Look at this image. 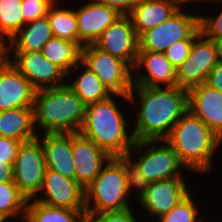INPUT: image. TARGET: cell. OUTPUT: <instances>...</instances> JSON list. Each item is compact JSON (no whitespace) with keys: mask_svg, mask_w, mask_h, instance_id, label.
<instances>
[{"mask_svg":"<svg viewBox=\"0 0 222 222\" xmlns=\"http://www.w3.org/2000/svg\"><path fill=\"white\" fill-rule=\"evenodd\" d=\"M75 180L86 189L100 174L110 156L80 132L72 133Z\"/></svg>","mask_w":222,"mask_h":222,"instance_id":"17","label":"cell"},{"mask_svg":"<svg viewBox=\"0 0 222 222\" xmlns=\"http://www.w3.org/2000/svg\"><path fill=\"white\" fill-rule=\"evenodd\" d=\"M206 83L222 93V61L210 71Z\"/></svg>","mask_w":222,"mask_h":222,"instance_id":"38","label":"cell"},{"mask_svg":"<svg viewBox=\"0 0 222 222\" xmlns=\"http://www.w3.org/2000/svg\"><path fill=\"white\" fill-rule=\"evenodd\" d=\"M25 218L28 222H86L85 210H70L42 204L29 199Z\"/></svg>","mask_w":222,"mask_h":222,"instance_id":"26","label":"cell"},{"mask_svg":"<svg viewBox=\"0 0 222 222\" xmlns=\"http://www.w3.org/2000/svg\"><path fill=\"white\" fill-rule=\"evenodd\" d=\"M81 62L112 94L128 96L133 87V69L125 61L88 44L81 48Z\"/></svg>","mask_w":222,"mask_h":222,"instance_id":"8","label":"cell"},{"mask_svg":"<svg viewBox=\"0 0 222 222\" xmlns=\"http://www.w3.org/2000/svg\"><path fill=\"white\" fill-rule=\"evenodd\" d=\"M85 214L123 211L135 207L129 200L126 170L117 157H111L100 174L84 189Z\"/></svg>","mask_w":222,"mask_h":222,"instance_id":"5","label":"cell"},{"mask_svg":"<svg viewBox=\"0 0 222 222\" xmlns=\"http://www.w3.org/2000/svg\"><path fill=\"white\" fill-rule=\"evenodd\" d=\"M213 2L221 3L222 0H211ZM217 16L199 15V28L201 33L210 40L222 37V10L219 9Z\"/></svg>","mask_w":222,"mask_h":222,"instance_id":"32","label":"cell"},{"mask_svg":"<svg viewBox=\"0 0 222 222\" xmlns=\"http://www.w3.org/2000/svg\"><path fill=\"white\" fill-rule=\"evenodd\" d=\"M36 89L4 56L0 59V111L33 107Z\"/></svg>","mask_w":222,"mask_h":222,"instance_id":"16","label":"cell"},{"mask_svg":"<svg viewBox=\"0 0 222 222\" xmlns=\"http://www.w3.org/2000/svg\"><path fill=\"white\" fill-rule=\"evenodd\" d=\"M133 152L139 155L134 157L136 155ZM126 156L139 167L149 183L174 177L185 176L186 178L183 173L187 168L181 163L177 153L165 140L135 141Z\"/></svg>","mask_w":222,"mask_h":222,"instance_id":"6","label":"cell"},{"mask_svg":"<svg viewBox=\"0 0 222 222\" xmlns=\"http://www.w3.org/2000/svg\"><path fill=\"white\" fill-rule=\"evenodd\" d=\"M188 110L222 140V93L206 82L188 90Z\"/></svg>","mask_w":222,"mask_h":222,"instance_id":"18","label":"cell"},{"mask_svg":"<svg viewBox=\"0 0 222 222\" xmlns=\"http://www.w3.org/2000/svg\"><path fill=\"white\" fill-rule=\"evenodd\" d=\"M203 217L199 218L196 222H203L205 219H202ZM205 222V221H204Z\"/></svg>","mask_w":222,"mask_h":222,"instance_id":"44","label":"cell"},{"mask_svg":"<svg viewBox=\"0 0 222 222\" xmlns=\"http://www.w3.org/2000/svg\"><path fill=\"white\" fill-rule=\"evenodd\" d=\"M54 2V0H22L21 11L24 21L27 23L45 17Z\"/></svg>","mask_w":222,"mask_h":222,"instance_id":"34","label":"cell"},{"mask_svg":"<svg viewBox=\"0 0 222 222\" xmlns=\"http://www.w3.org/2000/svg\"><path fill=\"white\" fill-rule=\"evenodd\" d=\"M27 201L14 181L0 183V220L24 218Z\"/></svg>","mask_w":222,"mask_h":222,"instance_id":"28","label":"cell"},{"mask_svg":"<svg viewBox=\"0 0 222 222\" xmlns=\"http://www.w3.org/2000/svg\"><path fill=\"white\" fill-rule=\"evenodd\" d=\"M22 0H0V44L4 46L24 25Z\"/></svg>","mask_w":222,"mask_h":222,"instance_id":"29","label":"cell"},{"mask_svg":"<svg viewBox=\"0 0 222 222\" xmlns=\"http://www.w3.org/2000/svg\"><path fill=\"white\" fill-rule=\"evenodd\" d=\"M165 141L177 153L187 172L200 175L212 170L213 155L222 145V140L189 110L174 125Z\"/></svg>","mask_w":222,"mask_h":222,"instance_id":"3","label":"cell"},{"mask_svg":"<svg viewBox=\"0 0 222 222\" xmlns=\"http://www.w3.org/2000/svg\"><path fill=\"white\" fill-rule=\"evenodd\" d=\"M128 97L129 104L138 105L130 126L135 141L165 140L188 111V90L180 87L133 86Z\"/></svg>","mask_w":222,"mask_h":222,"instance_id":"1","label":"cell"},{"mask_svg":"<svg viewBox=\"0 0 222 222\" xmlns=\"http://www.w3.org/2000/svg\"><path fill=\"white\" fill-rule=\"evenodd\" d=\"M218 62L214 41L200 33L192 42L189 56L176 69L178 87L189 90L205 83Z\"/></svg>","mask_w":222,"mask_h":222,"instance_id":"11","label":"cell"},{"mask_svg":"<svg viewBox=\"0 0 222 222\" xmlns=\"http://www.w3.org/2000/svg\"><path fill=\"white\" fill-rule=\"evenodd\" d=\"M40 52L66 74L81 61V47L76 42L55 36L46 42Z\"/></svg>","mask_w":222,"mask_h":222,"instance_id":"25","label":"cell"},{"mask_svg":"<svg viewBox=\"0 0 222 222\" xmlns=\"http://www.w3.org/2000/svg\"><path fill=\"white\" fill-rule=\"evenodd\" d=\"M53 36L48 17L25 25L3 46V52H39Z\"/></svg>","mask_w":222,"mask_h":222,"instance_id":"22","label":"cell"},{"mask_svg":"<svg viewBox=\"0 0 222 222\" xmlns=\"http://www.w3.org/2000/svg\"><path fill=\"white\" fill-rule=\"evenodd\" d=\"M46 162L38 137L21 142L13 163L14 183L27 198L33 199L40 191L46 172Z\"/></svg>","mask_w":222,"mask_h":222,"instance_id":"9","label":"cell"},{"mask_svg":"<svg viewBox=\"0 0 222 222\" xmlns=\"http://www.w3.org/2000/svg\"><path fill=\"white\" fill-rule=\"evenodd\" d=\"M3 56L36 90L55 88L67 83L68 75L60 67L50 62L40 51L3 52Z\"/></svg>","mask_w":222,"mask_h":222,"instance_id":"10","label":"cell"},{"mask_svg":"<svg viewBox=\"0 0 222 222\" xmlns=\"http://www.w3.org/2000/svg\"><path fill=\"white\" fill-rule=\"evenodd\" d=\"M33 199L52 207L85 210L84 188L75 179L49 169H46L41 189Z\"/></svg>","mask_w":222,"mask_h":222,"instance_id":"13","label":"cell"},{"mask_svg":"<svg viewBox=\"0 0 222 222\" xmlns=\"http://www.w3.org/2000/svg\"><path fill=\"white\" fill-rule=\"evenodd\" d=\"M213 41L216 45L218 59L222 61V37L215 38Z\"/></svg>","mask_w":222,"mask_h":222,"instance_id":"41","label":"cell"},{"mask_svg":"<svg viewBox=\"0 0 222 222\" xmlns=\"http://www.w3.org/2000/svg\"><path fill=\"white\" fill-rule=\"evenodd\" d=\"M67 75L66 84L86 105L105 100L112 95L97 75L81 61ZM70 76H73V79Z\"/></svg>","mask_w":222,"mask_h":222,"instance_id":"23","label":"cell"},{"mask_svg":"<svg viewBox=\"0 0 222 222\" xmlns=\"http://www.w3.org/2000/svg\"><path fill=\"white\" fill-rule=\"evenodd\" d=\"M94 45L98 49L125 61L132 69L134 68L139 41L128 15H122L108 26L94 42Z\"/></svg>","mask_w":222,"mask_h":222,"instance_id":"14","label":"cell"},{"mask_svg":"<svg viewBox=\"0 0 222 222\" xmlns=\"http://www.w3.org/2000/svg\"><path fill=\"white\" fill-rule=\"evenodd\" d=\"M55 1L48 9L47 17L53 36L76 42L81 48L84 44L78 38L77 14L75 8H61Z\"/></svg>","mask_w":222,"mask_h":222,"instance_id":"27","label":"cell"},{"mask_svg":"<svg viewBox=\"0 0 222 222\" xmlns=\"http://www.w3.org/2000/svg\"><path fill=\"white\" fill-rule=\"evenodd\" d=\"M20 220H21V222H28V220L24 217V218H21V219H19V222H20ZM7 222H11V221H7Z\"/></svg>","mask_w":222,"mask_h":222,"instance_id":"43","label":"cell"},{"mask_svg":"<svg viewBox=\"0 0 222 222\" xmlns=\"http://www.w3.org/2000/svg\"><path fill=\"white\" fill-rule=\"evenodd\" d=\"M133 208L134 207L129 208L127 210H123V211L102 212L99 214L86 215V222H140L142 221V219L140 218L137 219V217H140V215L138 216L137 215L138 213H136V210ZM133 210H135V212Z\"/></svg>","mask_w":222,"mask_h":222,"instance_id":"33","label":"cell"},{"mask_svg":"<svg viewBox=\"0 0 222 222\" xmlns=\"http://www.w3.org/2000/svg\"><path fill=\"white\" fill-rule=\"evenodd\" d=\"M37 137L43 147L47 169L58 172L66 178L75 179L72 133H43Z\"/></svg>","mask_w":222,"mask_h":222,"instance_id":"20","label":"cell"},{"mask_svg":"<svg viewBox=\"0 0 222 222\" xmlns=\"http://www.w3.org/2000/svg\"><path fill=\"white\" fill-rule=\"evenodd\" d=\"M78 38L84 44H94L102 32L119 17L116 9L92 0L76 7Z\"/></svg>","mask_w":222,"mask_h":222,"instance_id":"19","label":"cell"},{"mask_svg":"<svg viewBox=\"0 0 222 222\" xmlns=\"http://www.w3.org/2000/svg\"><path fill=\"white\" fill-rule=\"evenodd\" d=\"M38 134L35 131L33 107L0 111V136L26 142Z\"/></svg>","mask_w":222,"mask_h":222,"instance_id":"24","label":"cell"},{"mask_svg":"<svg viewBox=\"0 0 222 222\" xmlns=\"http://www.w3.org/2000/svg\"><path fill=\"white\" fill-rule=\"evenodd\" d=\"M190 192L183 198L176 206H174L168 213L158 218L157 222H196L202 215L196 205V199ZM156 222V221H152Z\"/></svg>","mask_w":222,"mask_h":222,"instance_id":"30","label":"cell"},{"mask_svg":"<svg viewBox=\"0 0 222 222\" xmlns=\"http://www.w3.org/2000/svg\"><path fill=\"white\" fill-rule=\"evenodd\" d=\"M178 10L172 0H139L128 16L139 37L143 32L170 19Z\"/></svg>","mask_w":222,"mask_h":222,"instance_id":"21","label":"cell"},{"mask_svg":"<svg viewBox=\"0 0 222 222\" xmlns=\"http://www.w3.org/2000/svg\"><path fill=\"white\" fill-rule=\"evenodd\" d=\"M116 9L122 15H128L139 0H92Z\"/></svg>","mask_w":222,"mask_h":222,"instance_id":"37","label":"cell"},{"mask_svg":"<svg viewBox=\"0 0 222 222\" xmlns=\"http://www.w3.org/2000/svg\"><path fill=\"white\" fill-rule=\"evenodd\" d=\"M193 40L175 42L164 52L166 58L177 69L189 56Z\"/></svg>","mask_w":222,"mask_h":222,"instance_id":"35","label":"cell"},{"mask_svg":"<svg viewBox=\"0 0 222 222\" xmlns=\"http://www.w3.org/2000/svg\"><path fill=\"white\" fill-rule=\"evenodd\" d=\"M119 97L124 102H130L128 96L112 94L105 100L86 105L85 119L79 131L110 157L127 155L135 143L132 130L129 129L131 123H128L127 115L118 106Z\"/></svg>","mask_w":222,"mask_h":222,"instance_id":"2","label":"cell"},{"mask_svg":"<svg viewBox=\"0 0 222 222\" xmlns=\"http://www.w3.org/2000/svg\"><path fill=\"white\" fill-rule=\"evenodd\" d=\"M3 57V46L0 44V59Z\"/></svg>","mask_w":222,"mask_h":222,"instance_id":"42","label":"cell"},{"mask_svg":"<svg viewBox=\"0 0 222 222\" xmlns=\"http://www.w3.org/2000/svg\"><path fill=\"white\" fill-rule=\"evenodd\" d=\"M124 165L126 170L127 188L129 195L137 197V200L146 192L149 186V181L141 173L139 167H137L128 156L117 157ZM135 189V190H134ZM133 190L135 192H133ZM132 193V194H131Z\"/></svg>","mask_w":222,"mask_h":222,"instance_id":"31","label":"cell"},{"mask_svg":"<svg viewBox=\"0 0 222 222\" xmlns=\"http://www.w3.org/2000/svg\"><path fill=\"white\" fill-rule=\"evenodd\" d=\"M14 181L13 167L0 168V183Z\"/></svg>","mask_w":222,"mask_h":222,"instance_id":"39","label":"cell"},{"mask_svg":"<svg viewBox=\"0 0 222 222\" xmlns=\"http://www.w3.org/2000/svg\"><path fill=\"white\" fill-rule=\"evenodd\" d=\"M173 2H174V4L180 9V10H182V9H184V8H182V7H186L187 8V5H186V3H188V5L190 4V2H200V1H202L201 3H203L204 1H205V3L207 2H209V4L210 3H213V2H210L211 0H172ZM184 5H186V6H184Z\"/></svg>","mask_w":222,"mask_h":222,"instance_id":"40","label":"cell"},{"mask_svg":"<svg viewBox=\"0 0 222 222\" xmlns=\"http://www.w3.org/2000/svg\"><path fill=\"white\" fill-rule=\"evenodd\" d=\"M34 124L47 133H77L85 119L86 104L67 85L36 90Z\"/></svg>","mask_w":222,"mask_h":222,"instance_id":"4","label":"cell"},{"mask_svg":"<svg viewBox=\"0 0 222 222\" xmlns=\"http://www.w3.org/2000/svg\"><path fill=\"white\" fill-rule=\"evenodd\" d=\"M186 182L184 177H174L150 183L146 192L137 201L141 209H144L142 212H146L145 217L150 216L146 222L156 221L185 198L190 193V187Z\"/></svg>","mask_w":222,"mask_h":222,"instance_id":"12","label":"cell"},{"mask_svg":"<svg viewBox=\"0 0 222 222\" xmlns=\"http://www.w3.org/2000/svg\"><path fill=\"white\" fill-rule=\"evenodd\" d=\"M21 141L0 136V168L13 167Z\"/></svg>","mask_w":222,"mask_h":222,"instance_id":"36","label":"cell"},{"mask_svg":"<svg viewBox=\"0 0 222 222\" xmlns=\"http://www.w3.org/2000/svg\"><path fill=\"white\" fill-rule=\"evenodd\" d=\"M191 13V14H190ZM186 13L178 10L170 19L156 27L143 32L139 37V50L150 52H165L175 42L194 40L200 33V13Z\"/></svg>","mask_w":222,"mask_h":222,"instance_id":"7","label":"cell"},{"mask_svg":"<svg viewBox=\"0 0 222 222\" xmlns=\"http://www.w3.org/2000/svg\"><path fill=\"white\" fill-rule=\"evenodd\" d=\"M133 72V86L178 87L176 68L164 52L138 51Z\"/></svg>","mask_w":222,"mask_h":222,"instance_id":"15","label":"cell"}]
</instances>
